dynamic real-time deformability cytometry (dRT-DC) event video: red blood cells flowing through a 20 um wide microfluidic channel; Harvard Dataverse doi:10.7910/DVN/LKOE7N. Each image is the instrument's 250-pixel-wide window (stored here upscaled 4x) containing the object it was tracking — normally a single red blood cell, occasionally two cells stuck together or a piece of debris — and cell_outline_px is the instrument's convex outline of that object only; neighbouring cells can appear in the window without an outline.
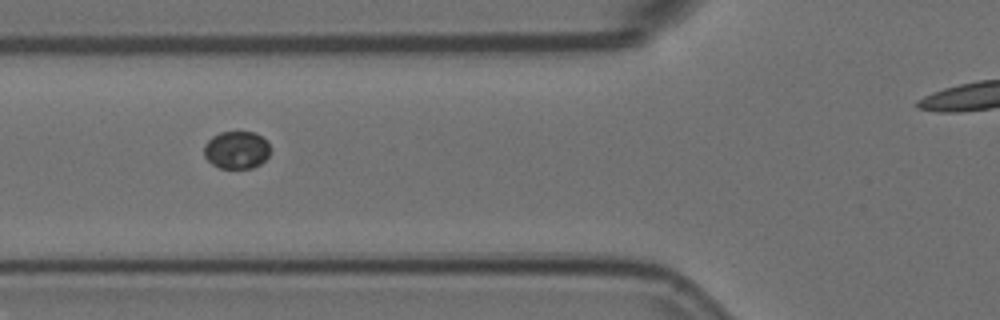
{"species": "Egyptian fruit bat (a non-hibernating species)", "species_latin": "Rousettus aegyptiacus", "temperature_condition": "room temperature", "stored_images_in_passage": 6, "segment_of_instrument_passage": [1, 2], "camera_frame_rate_fps": 3000, "um_per_image_px": 0.085, "animal": {"sex": "female"}, "frame": {"image": 1, "passage_image": 4, "time_ms": 1.0, "image_size_px": [1000, 320], "cell_outline_px": [[268, 156], [260, 164], [252, 168], [220, 168], [212, 164], [204, 156], [204, 144], [212, 136], [220, 132], [256, 132], [268, 144]], "centroid_in_image_um": [20.07, 12.74], "position_along_channel_um": 105.7, "area_um2": 14.39}}
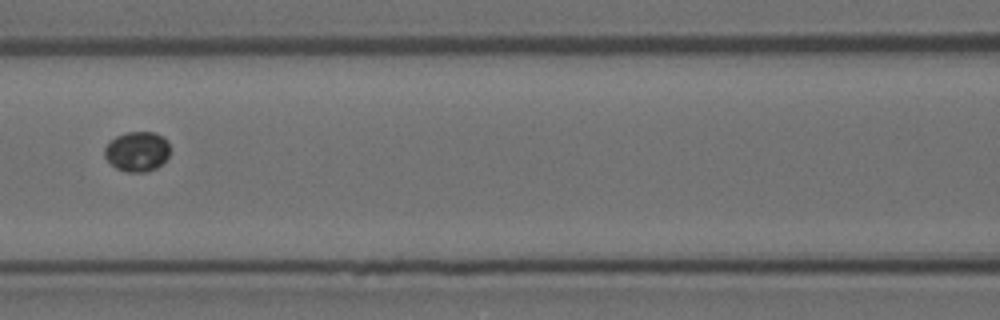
{"frame": {"image": 2, "passage_image": 5, "time_ms": 1.333, "image_size_px": [1000, 320], "cell_outline_px": [[168, 156], [156, 168], [144, 172], [128, 172], [116, 168], [104, 156], [104, 148], [116, 136], [124, 132], [156, 132], [164, 136], [168, 140]], "centroid_in_image_um": [11.66, 12.85], "position_along_channel_um": 154.9, "area_um2": 15.14}}